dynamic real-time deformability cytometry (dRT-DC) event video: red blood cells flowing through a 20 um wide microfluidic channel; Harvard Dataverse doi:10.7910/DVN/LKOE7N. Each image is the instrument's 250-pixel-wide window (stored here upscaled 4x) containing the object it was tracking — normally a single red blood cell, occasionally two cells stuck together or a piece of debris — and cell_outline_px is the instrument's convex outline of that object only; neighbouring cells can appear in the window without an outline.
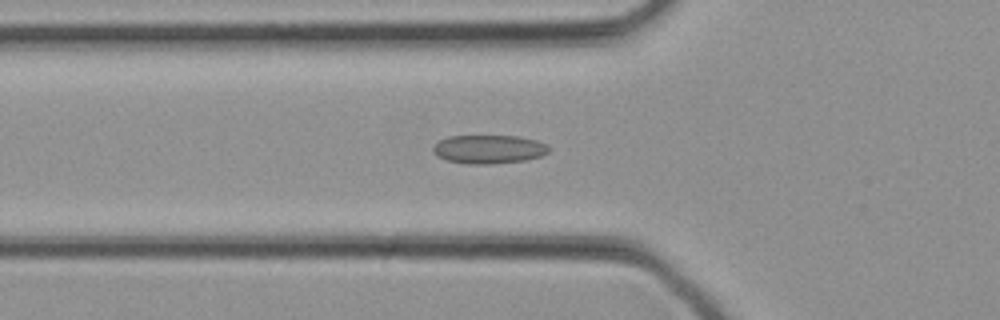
{"species": "common noctule bat (a hibernating species)", "species_latin": "Nyctalus noctula", "temperature_condition": "cold", "stored_images_in_passage": 23, "camera_frame_rate_fps": 3000, "um_per_image_px": 0.085, "animal": {"sex": "female", "body_mass_g": 21.9}, "frame": {"image": 1, "passage_image": 2, "time_ms": 0.333, "image_size_px": [1000, 320], "cell_outline_px": [[548, 152], [540, 156], [524, 160], [492, 164], [468, 164], [448, 160], [436, 156], [432, 152], [432, 148], [440, 140], [448, 136], [520, 136], [536, 140], [548, 144]], "centroid_in_image_um": [41.53, 12.68], "position_along_channel_um": 84.3, "area_um2": 19.31}}
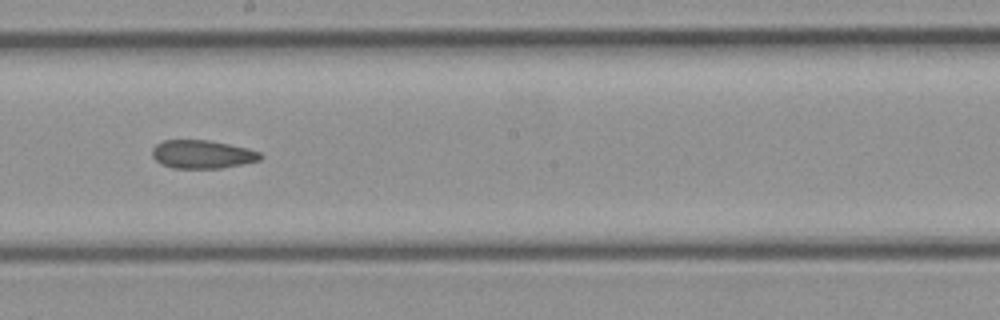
{"frame": {"image": 2, "passage_image": 9, "time_ms": 2.667, "image_size_px": [1000, 320], "cell_outline_px": [[264, 156], [260, 160], [244, 164], [220, 168], [172, 168], [160, 164], [152, 156], [152, 148], [156, 144], [164, 140], [208, 140], [248, 148], [260, 152]], "centroid_in_image_um": [17.2, 13.12], "position_along_channel_um": 231.0, "area_um2": 17.98}}
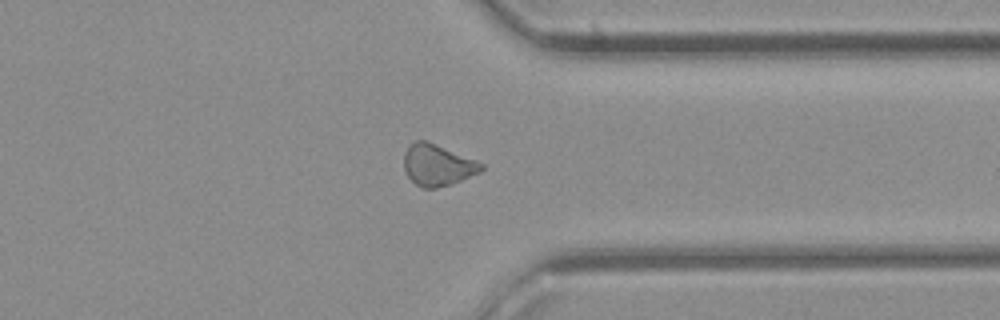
{"frame": {"image": 3, "passage_image": 16, "time_ms": 5.0, "image_size_px": [1000, 320], "cell_outline_px": [[484, 168], [480, 172], [460, 180], [436, 188], [424, 188], [416, 184], [404, 172], [404, 152], [416, 140], [424, 140], [476, 160], [484, 164]], "centroid_in_image_um": [37.18, 14.03], "position_along_channel_um": 374.2, "area_um2": 18.26}}